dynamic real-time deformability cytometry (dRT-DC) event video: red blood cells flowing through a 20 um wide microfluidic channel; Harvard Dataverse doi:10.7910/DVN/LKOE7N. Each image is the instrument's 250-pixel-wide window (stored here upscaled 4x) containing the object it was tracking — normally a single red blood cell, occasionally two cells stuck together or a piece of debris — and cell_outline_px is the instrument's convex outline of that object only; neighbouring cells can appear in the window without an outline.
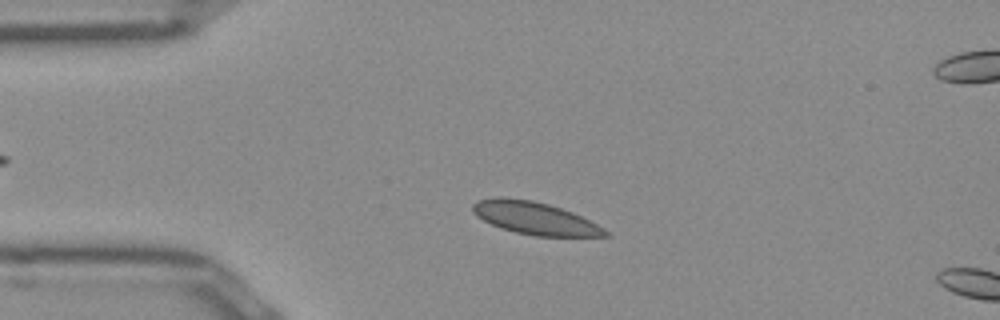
{"species": "Egyptian fruit bat (a non-hibernating species)", "species_latin": "Rousettus aegyptiacus", "temperature_condition": "room temperature", "stored_images_in_passage": 11, "camera_frame_rate_fps": 3000, "um_per_image_px": 0.085, "frame": {"image": 1, "passage_image": 8, "time_ms": 2.333, "image_size_px": [1000, 320], "cell_outline_px": [[612, 236], [536, 236], [516, 232], [500, 228], [476, 216], [472, 212], [472, 204], [476, 200], [496, 196], [504, 196], [532, 200], [548, 204], [572, 212], [604, 228]], "centroid_in_image_um": [45.4, 18.53], "position_along_channel_um": 39.6, "area_um2": 25.14}}